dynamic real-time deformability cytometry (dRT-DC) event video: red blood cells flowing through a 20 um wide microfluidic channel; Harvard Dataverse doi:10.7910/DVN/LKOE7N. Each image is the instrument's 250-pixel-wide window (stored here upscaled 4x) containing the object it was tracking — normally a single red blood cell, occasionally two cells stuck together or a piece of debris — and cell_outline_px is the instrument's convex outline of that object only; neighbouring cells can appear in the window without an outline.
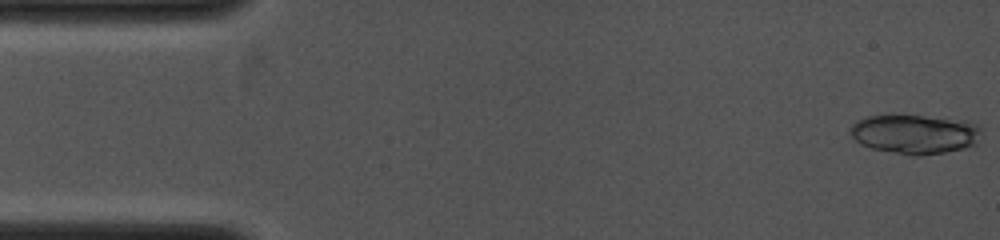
{"species": "common noctule bat (a hibernating species)", "species_latin": "Nyctalus noctula", "temperature_condition": "cold", "stored_images_in_passage": 9, "camera_frame_rate_fps": 4000, "um_per_image_px": 0.085, "animal": {"sex": "female", "body_mass_g": 19.0, "forearm_length_mm": 53.3}, "frame": {"image": 1, "passage_image": 1, "time_ms": 0.0, "image_size_px": [1000, 240], "cell_outline_px": [[980, 132], [976, 144], [964, 148], [944, 152], [920, 156], [912, 156], [872, 148], [860, 144], [852, 136], [848, 128], [856, 120], [868, 116], [892, 112], [968, 120], [976, 124], [980, 128]], "centroid_in_image_um": [77.72, 11.35], "position_along_channel_um": 7.3, "area_um2": 30.98}}